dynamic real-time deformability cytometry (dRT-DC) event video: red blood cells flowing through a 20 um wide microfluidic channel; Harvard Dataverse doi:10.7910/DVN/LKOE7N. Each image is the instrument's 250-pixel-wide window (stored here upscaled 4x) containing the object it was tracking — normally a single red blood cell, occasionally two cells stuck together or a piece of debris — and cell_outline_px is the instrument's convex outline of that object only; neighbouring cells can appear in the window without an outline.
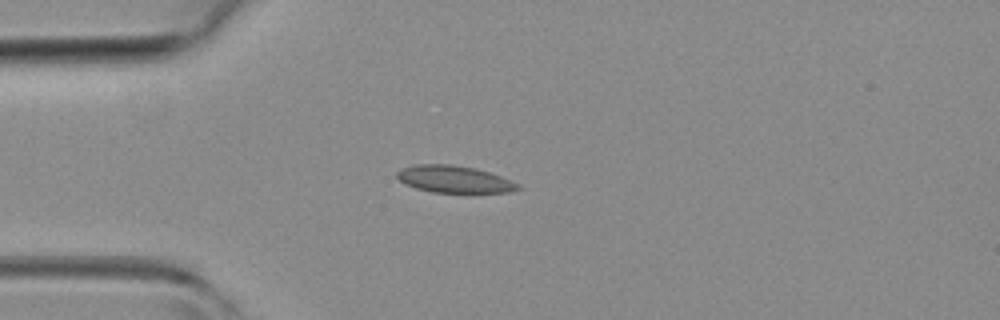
{"species": "common noctule bat (a hibernating species)", "species_latin": "Nyctalus noctula", "temperature_condition": "room temperature", "stored_images_in_passage": 37, "camera_frame_rate_fps": 3000, "um_per_image_px": 0.085, "animal": {"sex": "female", "body_mass_g": 19.3, "forearm_length_mm": 54.1}, "frame": {"image": 1, "passage_image": 10, "time_ms": 3.0, "image_size_px": [1000, 320], "cell_outline_px": [[520, 188], [508, 192], [432, 192], [416, 188], [404, 184], [396, 176], [396, 172], [400, 168], [416, 164], [452, 164], [476, 168], [500, 176], [520, 184]], "centroid_in_image_um": [38.56, 15.22], "position_along_channel_um": 46.4, "area_um2": 19.02}}
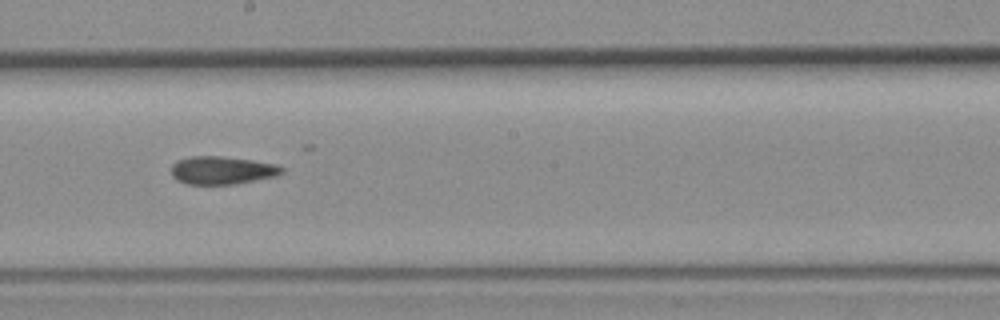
{"frame": {"image": 2, "passage_image": 23, "time_ms": 7.333, "image_size_px": [1000, 320], "cell_outline_px": [[284, 172], [276, 176], [232, 184], [184, 184], [176, 180], [172, 176], [172, 164], [176, 160], [192, 156], [220, 156], [252, 160], [276, 164], [284, 168]], "centroid_in_image_um": [18.85, 14.47], "position_along_channel_um": 229.4, "area_um2": 18.03}}
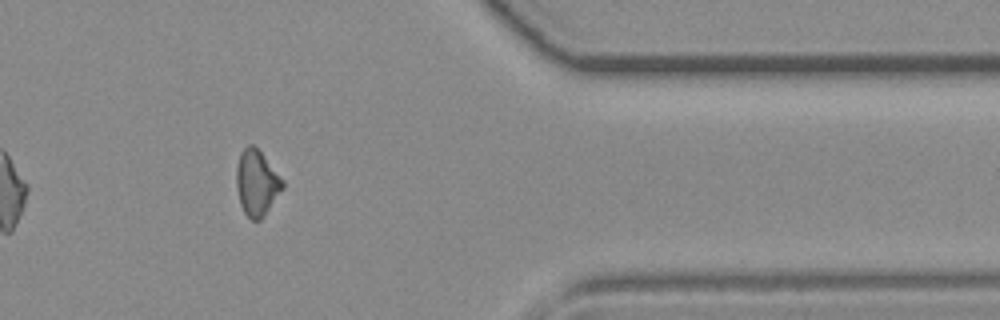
{"frame": {"image": 3, "passage_image": 35, "time_ms": 11.333, "image_size_px": [1000, 320], "cell_outline_px": [[284, 188], [264, 216], [260, 220], [252, 220], [244, 212], [240, 204], [236, 188], [236, 168], [240, 152], [248, 144], [252, 144], [260, 152], [284, 180]], "centroid_in_image_um": [21.82, 15.55], "position_along_channel_um": 389.6, "area_um2": 17.69}}